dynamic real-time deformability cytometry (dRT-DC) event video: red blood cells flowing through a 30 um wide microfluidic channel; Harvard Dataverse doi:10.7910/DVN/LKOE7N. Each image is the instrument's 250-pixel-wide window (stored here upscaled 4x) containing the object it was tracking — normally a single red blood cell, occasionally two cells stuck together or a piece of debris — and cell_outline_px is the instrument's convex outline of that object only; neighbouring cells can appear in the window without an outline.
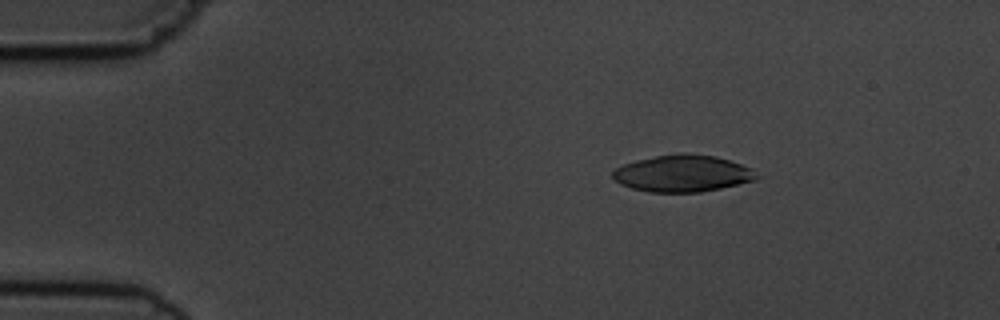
{"species": "common noctule bat (a hibernating species)", "species_latin": "Nyctalus noctula", "temperature_condition": "cold", "stored_images_in_passage": 4, "camera_frame_rate_fps": 3000, "um_per_image_px": 0.085, "animal": {"sex": "male", "body_mass_g": 19.5, "forearm_length_mm": 54.6}, "frame": {"image": 1, "passage_image": 2, "time_ms": 1.667, "image_size_px": [1000, 320], "cell_outline_px": [[760, 176], [756, 180], [720, 188], [700, 192], [648, 192], [632, 188], [620, 184], [612, 176], [612, 172], [616, 168], [624, 164], [636, 160], [656, 156], [684, 152], [716, 156], [752, 168]], "centroid_in_image_um": [58.03, 14.74], "position_along_channel_um": 27.0, "area_um2": 30.87}}